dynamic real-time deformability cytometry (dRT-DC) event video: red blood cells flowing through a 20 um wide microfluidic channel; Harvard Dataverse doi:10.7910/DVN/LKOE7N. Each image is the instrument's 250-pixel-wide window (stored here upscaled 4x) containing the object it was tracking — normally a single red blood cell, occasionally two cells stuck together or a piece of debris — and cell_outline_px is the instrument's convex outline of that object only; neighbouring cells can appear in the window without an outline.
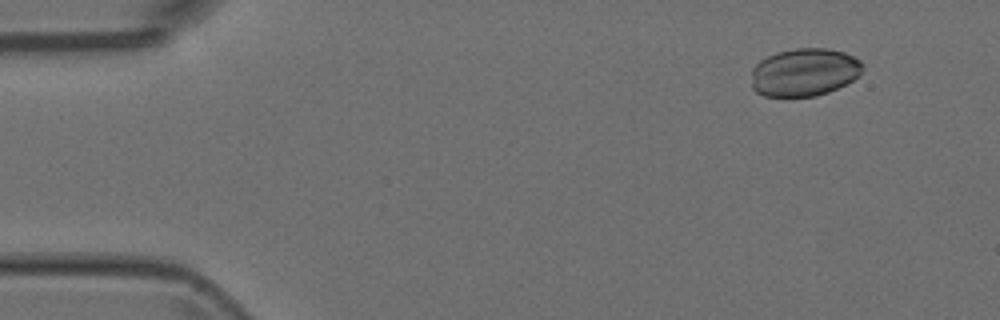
{"species": "Egyptian fruit bat (a non-hibernating species)", "species_latin": "Rousettus aegyptiacus", "temperature_condition": "room temperature", "stored_images_in_passage": 4, "camera_frame_rate_fps": 3000, "um_per_image_px": 0.085, "animal": {"sex": "female"}, "frame": {"image": 1, "passage_image": 2, "time_ms": 0.333, "image_size_px": [1000, 320], "cell_outline_px": [[864, 68], [852, 80], [828, 92], [816, 96], [764, 96], [756, 92], [752, 88], [752, 68], [760, 60], [776, 52], [796, 48], [828, 48], [844, 52], [860, 60], [864, 64]], "centroid_in_image_um": [68.35, 6.13], "position_along_channel_um": 16.7, "area_um2": 31.04}}
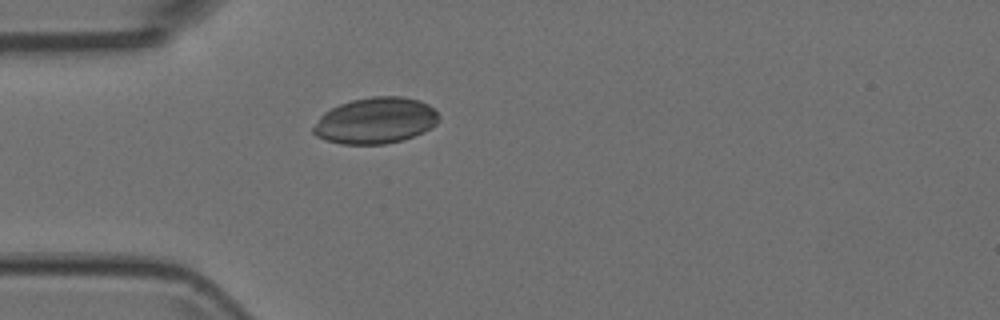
{"frame": {"image": 2, "passage_image": 4, "time_ms": 1.0, "image_size_px": [1000, 320], "cell_outline_px": [[440, 120], [436, 124], [424, 132], [400, 140], [384, 144], [340, 144], [316, 136], [312, 132], [312, 128], [320, 116], [324, 112], [340, 104], [352, 100], [372, 96], [404, 96], [420, 100], [428, 104], [440, 116]], "centroid_in_image_um": [31.93, 10.24], "position_along_channel_um": 53.1, "area_um2": 33.76}}